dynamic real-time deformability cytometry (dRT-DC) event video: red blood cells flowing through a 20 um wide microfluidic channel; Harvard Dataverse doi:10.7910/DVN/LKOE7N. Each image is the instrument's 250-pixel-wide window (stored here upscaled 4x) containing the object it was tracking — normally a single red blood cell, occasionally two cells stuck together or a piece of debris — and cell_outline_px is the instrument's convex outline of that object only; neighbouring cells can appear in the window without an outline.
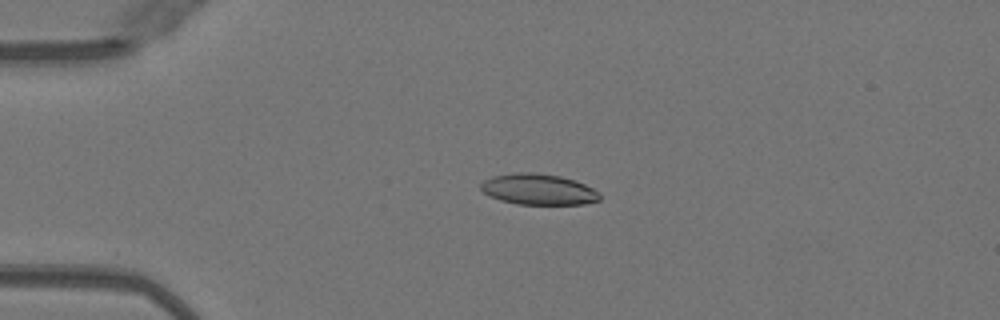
{"species": "Egyptian fruit bat (a non-hibernating species)", "species_latin": "Rousettus aegyptiacus", "temperature_condition": "warm", "stored_images_in_passage": 20, "camera_frame_rate_fps": 3000, "um_per_image_px": 0.085, "animal": {"sex": "female"}, "frame": {"image": 1, "passage_image": 1, "time_ms": 0.0, "image_size_px": [1000, 320], "cell_outline_px": [[600, 200], [584, 204], [516, 204], [500, 200], [484, 192], [480, 188], [480, 184], [484, 180], [492, 176], [520, 172], [532, 172], [560, 176], [576, 180], [600, 192]], "centroid_in_image_um": [45.78, 16.09], "position_along_channel_um": 39.2, "area_um2": 21.39}}
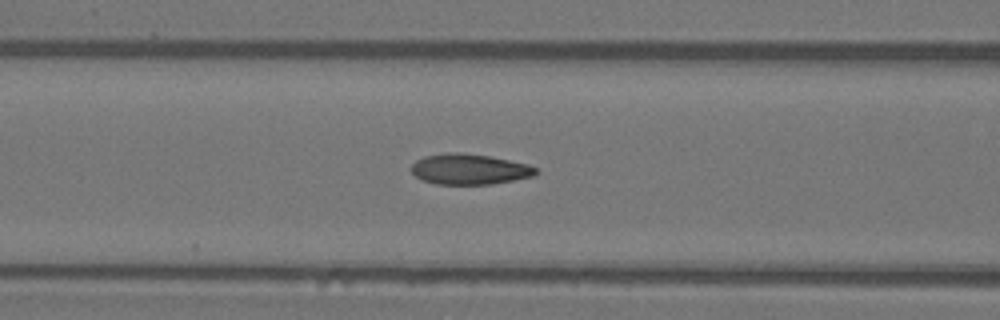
{"frame": {"image": 2, "passage_image": 10, "time_ms": 3.0, "image_size_px": [1000, 320], "cell_outline_px": [[540, 172], [532, 176], [492, 184], [436, 184], [424, 180], [416, 176], [412, 172], [412, 164], [416, 160], [424, 156], [448, 152], [460, 152], [488, 156], [528, 164], [536, 168]], "centroid_in_image_um": [39.9, 14.37], "position_along_channel_um": 126.7, "area_um2": 22.02}}
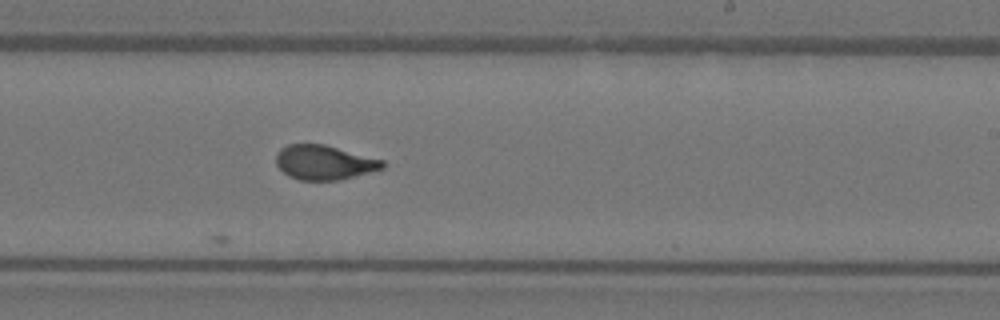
{"frame": {"image": 3, "passage_image": 20, "time_ms": 6.333, "image_size_px": [1000, 320], "cell_outline_px": [[384, 168], [336, 180], [300, 180], [288, 176], [276, 164], [276, 152], [280, 148], [288, 144], [324, 144], [384, 160]], "centroid_in_image_um": [27.52, 13.79], "position_along_channel_um": 261.5, "area_um2": 21.21}}